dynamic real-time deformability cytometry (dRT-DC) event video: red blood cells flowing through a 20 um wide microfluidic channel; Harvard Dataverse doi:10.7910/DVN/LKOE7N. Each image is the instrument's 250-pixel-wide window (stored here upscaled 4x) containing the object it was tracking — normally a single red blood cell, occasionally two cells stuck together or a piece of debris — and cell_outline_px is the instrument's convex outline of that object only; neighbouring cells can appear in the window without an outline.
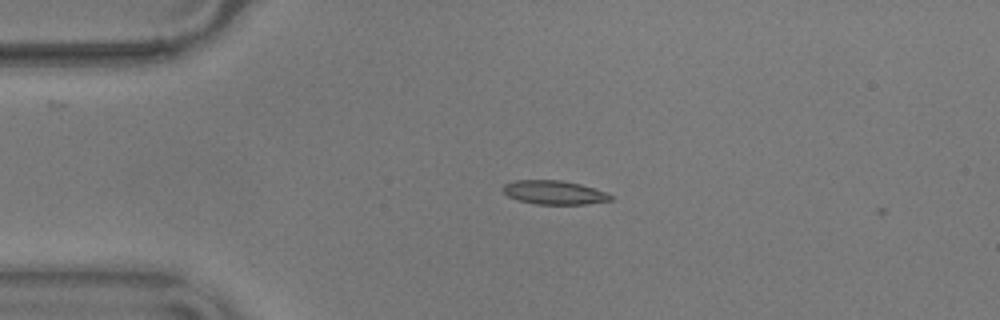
{"species": "common noctule bat (a hibernating species)", "species_latin": "Nyctalus noctula", "temperature_condition": "warm", "stored_images_in_passage": 3, "camera_frame_rate_fps": 3000, "um_per_image_px": 0.085, "animal": {"sex": "male", "body_mass_g": 17.9}, "frame": {"image": 1, "passage_image": 1, "time_ms": 0.0, "image_size_px": [1000, 320], "cell_outline_px": [[612, 200], [584, 204], [536, 204], [520, 200], [508, 196], [500, 188], [504, 184], [512, 180], [560, 180], [580, 184], [604, 192], [612, 196]], "centroid_in_image_um": [47.04, 16.35], "position_along_channel_um": 38.0, "area_um2": 14.8}}